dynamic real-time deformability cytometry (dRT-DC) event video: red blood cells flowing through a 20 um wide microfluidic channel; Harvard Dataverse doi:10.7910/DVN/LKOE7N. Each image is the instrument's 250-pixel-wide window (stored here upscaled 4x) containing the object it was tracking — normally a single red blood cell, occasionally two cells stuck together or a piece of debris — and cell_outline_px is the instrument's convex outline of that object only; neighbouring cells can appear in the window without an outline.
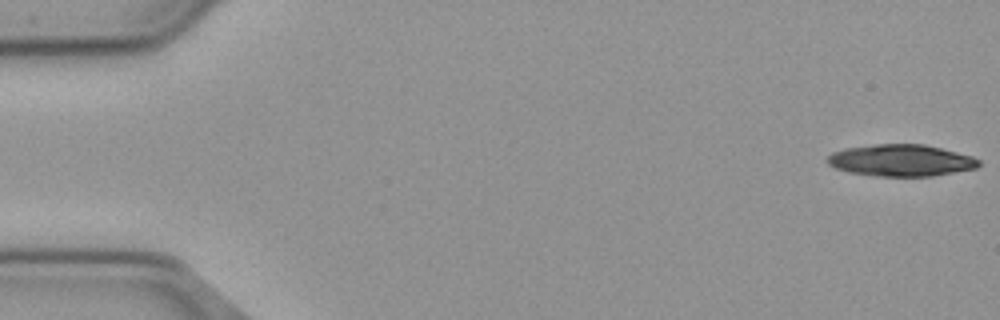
{"species": "common noctule bat (a hibernating species)", "species_latin": "Nyctalus noctula", "temperature_condition": "cold", "stored_images_in_passage": 27, "camera_frame_rate_fps": 3000, "um_per_image_px": 0.085, "animal": {"sex": "male", "body_mass_g": 23.1, "forearm_length_mm": 52.7}, "frame": {"image": 1, "passage_image": 1, "time_ms": 0.0, "image_size_px": [1000, 320], "cell_outline_px": [[980, 164], [976, 168], [932, 176], [880, 176], [848, 172], [836, 168], [828, 164], [828, 156], [832, 152], [844, 148], [876, 144], [924, 144], [972, 156], [980, 160]], "centroid_in_image_um": [76.58, 13.63], "position_along_channel_um": 8.4, "area_um2": 27.86}}
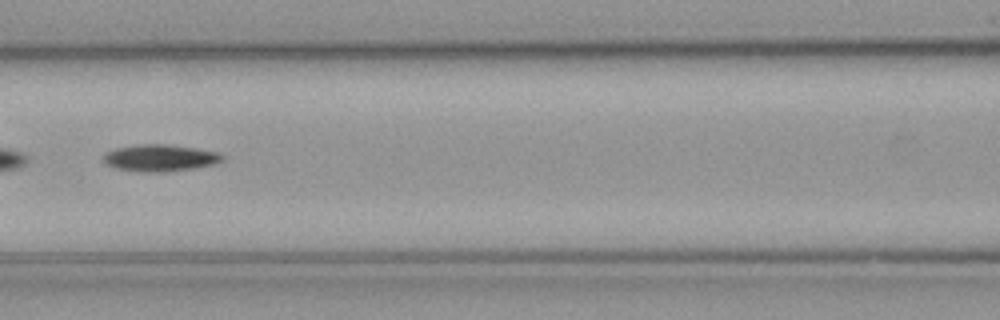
{"frame": {"image": 2, "passage_image": 25, "time_ms": 8.0, "image_size_px": [1000, 320], "cell_outline_px": [[224, 156], [220, 160], [212, 164], [196, 168], [164, 172], [152, 172], [120, 168], [108, 164], [104, 160], [104, 156], [108, 152], [116, 148], [140, 144], [164, 144], [196, 148], [216, 152]], "centroid_in_image_um": [13.64, 13.41], "position_along_channel_um": 153.0, "area_um2": 17.98}}